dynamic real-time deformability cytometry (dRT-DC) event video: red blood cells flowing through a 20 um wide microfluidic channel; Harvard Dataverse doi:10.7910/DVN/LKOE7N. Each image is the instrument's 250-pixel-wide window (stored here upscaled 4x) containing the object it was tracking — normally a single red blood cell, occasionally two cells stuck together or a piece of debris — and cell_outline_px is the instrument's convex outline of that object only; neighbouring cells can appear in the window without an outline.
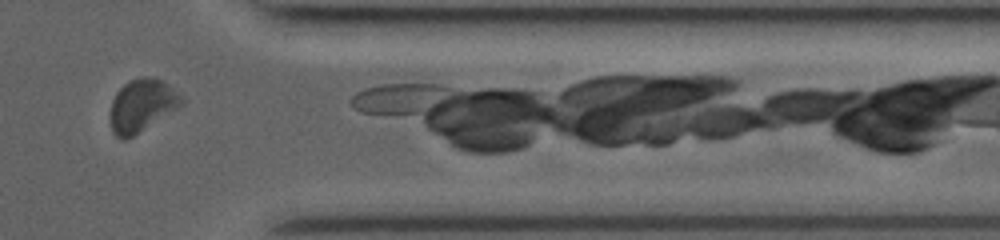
{"species": "common noctule bat (a hibernating species)", "species_latin": "Nyctalus noctula", "temperature_condition": "room temperature", "stored_images_in_passage": 12, "camera_frame_rate_fps": 3500, "um_per_image_px": 0.085, "animal": {"sex": "female", "body_mass_g": 19.0, "forearm_length_mm": 53.3}, "frame": {"image": 1, "passage_image": 10, "time_ms": 9.143, "image_size_px": [1000, 240], "cell_outline_px": [[184, 104], [180, 108], [132, 136], [124, 140], [120, 140], [112, 132], [108, 116], [112, 100], [116, 92], [124, 84], [132, 80], [152, 76], [164, 80], [180, 92], [184, 100]], "centroid_in_image_um": [12.08, 8.97], "position_along_channel_um": 399.3, "area_um2": 22.37}}